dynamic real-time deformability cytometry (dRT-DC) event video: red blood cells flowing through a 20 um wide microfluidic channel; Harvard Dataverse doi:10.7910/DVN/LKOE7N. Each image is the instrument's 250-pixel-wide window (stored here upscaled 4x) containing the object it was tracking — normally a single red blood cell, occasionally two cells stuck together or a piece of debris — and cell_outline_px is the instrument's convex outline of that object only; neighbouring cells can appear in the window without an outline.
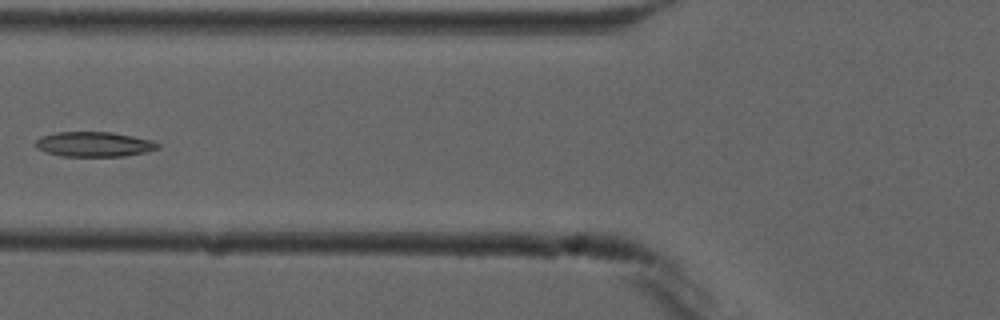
{"species": "common noctule bat (a hibernating species)", "species_latin": "Nyctalus noctula", "temperature_condition": "cold", "stored_images_in_passage": 5, "camera_frame_rate_fps": 3000, "um_per_image_px": 0.085, "animal": {"sex": "male", "forearm_length_mm": 52.5}, "frame": {"image": 1, "passage_image": 4, "time_ms": 4.667, "image_size_px": [1000, 320], "cell_outline_px": [[160, 148], [144, 152], [124, 156], [64, 156], [48, 152], [36, 148], [36, 140], [40, 136], [56, 132], [112, 132], [152, 140], [160, 144]], "centroid_in_image_um": [8.0, 12.25], "position_along_channel_um": 117.8, "area_um2": 17.63}}
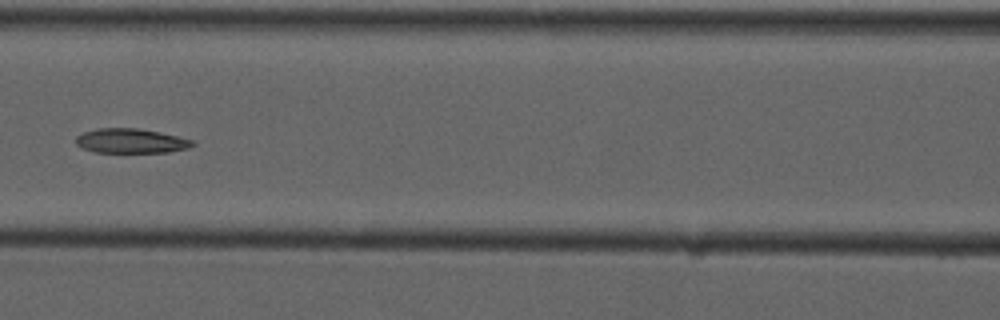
{"frame": {"image": 2, "passage_image": 5, "time_ms": 5.667, "image_size_px": [1000, 320], "cell_outline_px": [[196, 144], [188, 148], [168, 152], [96, 152], [84, 148], [76, 144], [76, 136], [84, 132], [96, 128], [136, 128], [160, 132], [192, 140]], "centroid_in_image_um": [11.12, 11.97], "position_along_channel_um": 155.5, "area_um2": 16.53}}